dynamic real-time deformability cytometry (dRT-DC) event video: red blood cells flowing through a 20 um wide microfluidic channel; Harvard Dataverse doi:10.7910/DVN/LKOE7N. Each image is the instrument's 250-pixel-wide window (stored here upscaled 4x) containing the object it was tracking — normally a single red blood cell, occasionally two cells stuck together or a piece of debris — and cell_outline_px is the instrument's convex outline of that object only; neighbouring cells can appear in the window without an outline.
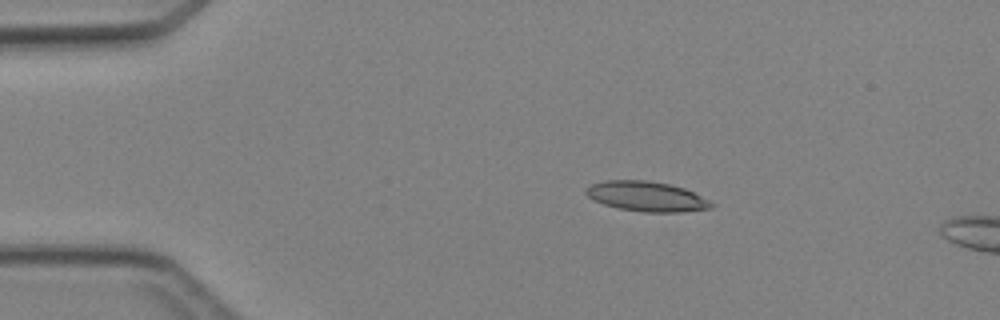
{"species": "Egyptian fruit bat (a non-hibernating species)", "species_latin": "Rousettus aegyptiacus", "temperature_condition": "cold", "stored_images_in_passage": 4, "camera_frame_rate_fps": 3000, "um_per_image_px": 0.085, "animal": {"sex": "female"}, "frame": {"image": 1, "passage_image": 2, "time_ms": 1.333, "image_size_px": [1000, 320], "cell_outline_px": [[712, 208], [684, 212], [644, 212], [616, 208], [604, 204], [588, 196], [584, 192], [584, 188], [592, 184], [608, 180], [644, 180], [668, 184], [684, 188], [708, 200], [712, 204]], "centroid_in_image_um": [54.93, 16.7], "position_along_channel_um": 30.1, "area_um2": 21.68}}